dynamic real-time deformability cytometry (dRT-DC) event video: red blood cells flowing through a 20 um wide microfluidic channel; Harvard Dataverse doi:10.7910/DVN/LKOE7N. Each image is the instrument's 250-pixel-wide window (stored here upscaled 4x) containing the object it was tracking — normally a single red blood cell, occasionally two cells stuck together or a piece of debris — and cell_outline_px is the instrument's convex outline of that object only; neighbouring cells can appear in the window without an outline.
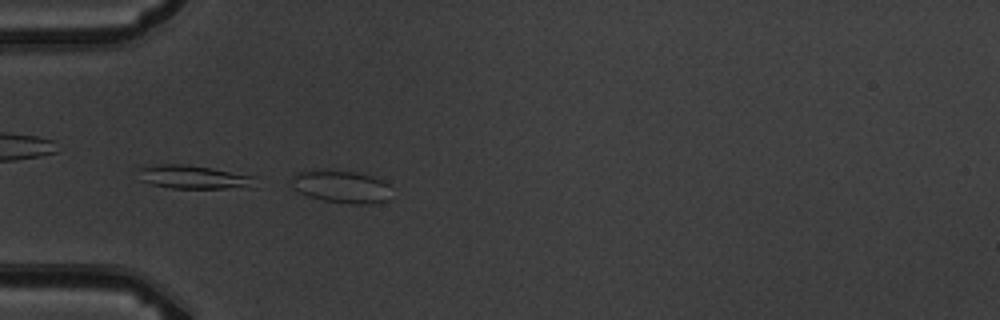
{"species": "common noctule bat (a hibernating species)", "species_latin": "Nyctalus noctula", "temperature_condition": "warm", "stored_images_in_passage": 5, "camera_frame_rate_fps": 3000, "um_per_image_px": 0.085, "animal": {"sex": "male", "body_mass_g": 19.5, "forearm_length_mm": 54.6}, "frame": {"image": 1, "passage_image": 5, "time_ms": 5.667, "image_size_px": [1000, 320], "cell_outline_px": [[388, 200], [368, 204], [352, 204], [324, 200], [308, 196], [300, 192], [288, 180], [292, 176], [300, 172], [312, 168], [356, 172], [372, 176], [388, 184]], "centroid_in_image_um": [28.95, 15.84], "position_along_channel_um": 56.1, "area_um2": 18.96}}